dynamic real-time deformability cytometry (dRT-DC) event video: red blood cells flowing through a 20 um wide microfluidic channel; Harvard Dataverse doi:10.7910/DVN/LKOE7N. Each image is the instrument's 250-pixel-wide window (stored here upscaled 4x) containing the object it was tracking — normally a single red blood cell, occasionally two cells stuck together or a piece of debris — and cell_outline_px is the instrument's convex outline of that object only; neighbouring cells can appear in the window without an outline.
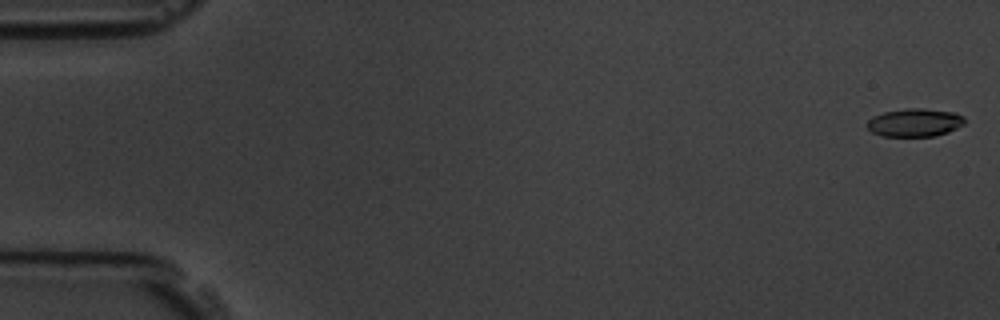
{"species": "common noctule bat (a hibernating species)", "species_latin": "Nyctalus noctula", "temperature_condition": "room temperature", "stored_images_in_passage": 7, "camera_frame_rate_fps": 3000, "um_per_image_px": 0.085, "animal": {"sex": "male", "body_mass_g": 19.5, "forearm_length_mm": 54.6}, "frame": {"image": 1, "passage_image": 1, "time_ms": 0.0, "image_size_px": [1000, 320], "cell_outline_px": [[964, 124], [948, 132], [936, 136], [884, 136], [872, 132], [868, 128], [868, 120], [872, 116], [884, 112], [908, 108], [924, 108], [956, 112], [964, 116]], "centroid_in_image_um": [77.78, 10.41], "position_along_channel_um": 7.2, "area_um2": 16.01}}
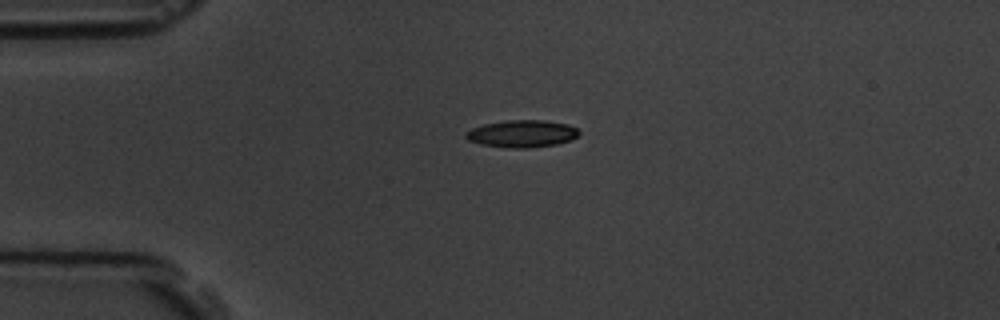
{"frame": {"image": 2, "passage_image": 5, "time_ms": 4.333, "image_size_px": [1000, 320], "cell_outline_px": [[580, 132], [572, 140], [556, 144], [528, 148], [512, 148], [480, 144], [468, 140], [464, 136], [472, 128], [484, 124], [508, 120], [544, 120], [568, 124], [576, 128]], "centroid_in_image_um": [44.38, 11.36], "position_along_channel_um": 40.6, "area_um2": 17.86}}
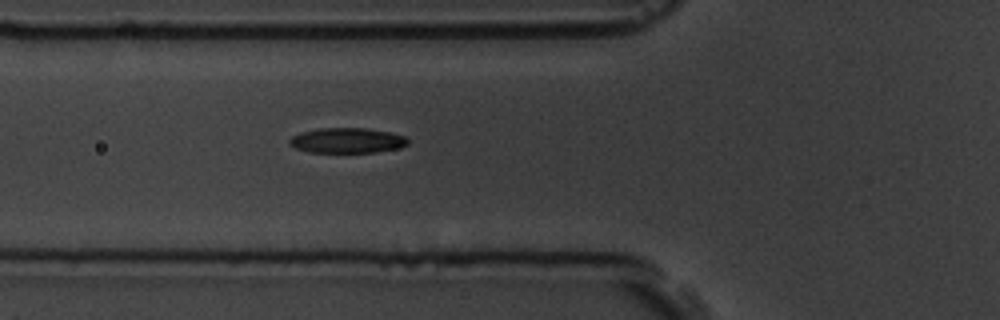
{"frame": {"image": 3, "passage_image": 7, "time_ms": 6.667, "image_size_px": [1000, 320], "cell_outline_px": [[408, 144], [396, 148], [376, 152], [308, 152], [296, 148], [288, 144], [288, 140], [292, 136], [300, 132], [320, 128], [368, 128], [388, 132], [404, 136], [408, 140]], "centroid_in_image_um": [29.45, 11.93], "position_along_channel_um": 96.3, "area_um2": 17.28}}